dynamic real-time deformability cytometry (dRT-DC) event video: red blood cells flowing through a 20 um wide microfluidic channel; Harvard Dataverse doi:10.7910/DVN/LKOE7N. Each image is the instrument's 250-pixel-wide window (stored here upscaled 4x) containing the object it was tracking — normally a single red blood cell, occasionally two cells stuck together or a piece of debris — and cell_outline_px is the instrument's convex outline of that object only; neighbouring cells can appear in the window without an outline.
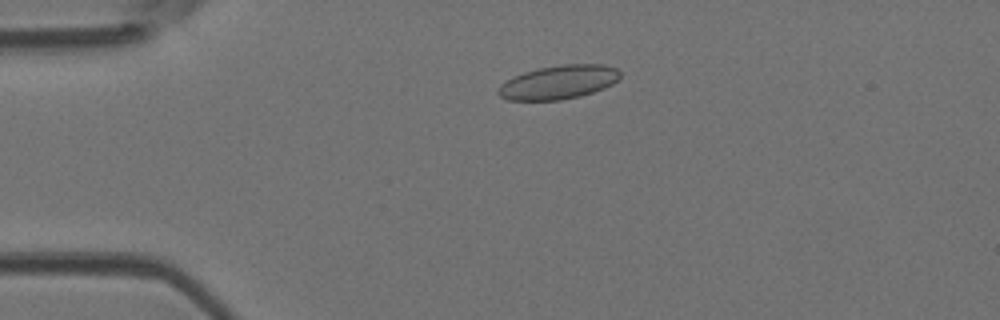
{"species": "Egyptian fruit bat (a non-hibernating species)", "species_latin": "Rousettus aegyptiacus", "temperature_condition": "room temperature", "stored_images_in_passage": 5, "camera_frame_rate_fps": 3000, "um_per_image_px": 0.085, "animal": {"sex": "female"}, "frame": {"image": 1, "passage_image": 4, "time_ms": 1.0, "image_size_px": [1000, 320], "cell_outline_px": [[620, 76], [612, 84], [604, 88], [580, 96], [560, 100], [508, 100], [500, 96], [496, 92], [500, 84], [512, 76], [524, 72], [540, 68], [560, 64], [604, 64], [616, 68], [620, 72]], "centroid_in_image_um": [47.45, 6.98], "position_along_channel_um": 37.5, "area_um2": 24.04}}